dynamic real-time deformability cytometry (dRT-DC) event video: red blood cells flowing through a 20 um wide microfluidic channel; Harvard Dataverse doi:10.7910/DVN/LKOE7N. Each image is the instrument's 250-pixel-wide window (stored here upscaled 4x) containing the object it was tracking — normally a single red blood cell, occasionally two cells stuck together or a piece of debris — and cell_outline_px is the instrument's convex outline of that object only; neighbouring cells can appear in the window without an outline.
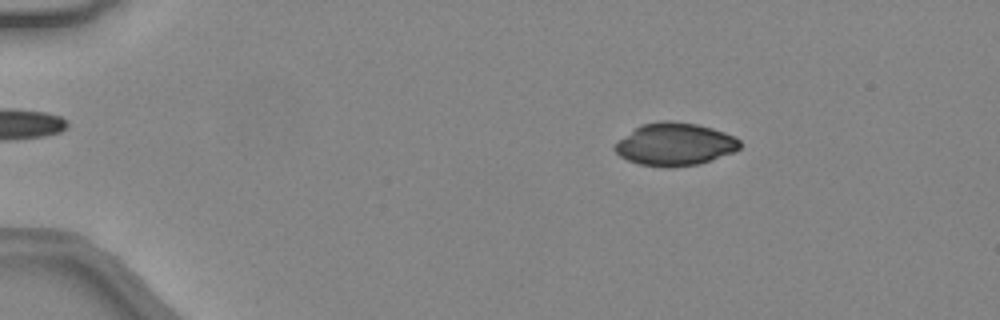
{"species": "common noctule bat (a hibernating species)", "species_latin": "Nyctalus noctula", "temperature_condition": "warm", "stored_images_in_passage": 47, "camera_frame_rate_fps": 3000, "um_per_image_px": 0.085, "animal": {"sex": "female", "body_mass_g": 24.6, "forearm_length_mm": 56.2}, "frame": {"image": 1, "passage_image": 8, "time_ms": 2.333, "image_size_px": [1000, 320], "cell_outline_px": [[740, 148], [732, 152], [712, 160], [696, 164], [664, 168], [640, 164], [628, 160], [620, 156], [612, 148], [620, 140], [640, 124], [660, 120], [672, 120], [696, 124], [712, 128], [724, 132], [740, 140]], "centroid_in_image_um": [57.35, 12.25], "position_along_channel_um": 27.7, "area_um2": 30.92}}
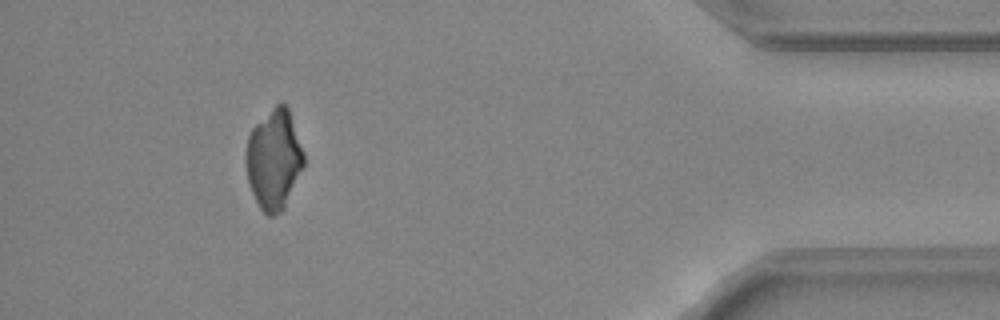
{"frame": {"image": 2, "passage_image": 43, "time_ms": 14.0, "image_size_px": [1000, 320], "cell_outline_px": [[304, 164], [284, 208], [280, 212], [272, 216], [268, 216], [260, 208], [248, 184], [244, 160], [244, 156], [248, 136], [252, 128], [280, 100], [288, 108], [304, 152]], "centroid_in_image_um": [23.25, 13.54], "position_along_channel_um": 411.9, "area_um2": 33.64}}